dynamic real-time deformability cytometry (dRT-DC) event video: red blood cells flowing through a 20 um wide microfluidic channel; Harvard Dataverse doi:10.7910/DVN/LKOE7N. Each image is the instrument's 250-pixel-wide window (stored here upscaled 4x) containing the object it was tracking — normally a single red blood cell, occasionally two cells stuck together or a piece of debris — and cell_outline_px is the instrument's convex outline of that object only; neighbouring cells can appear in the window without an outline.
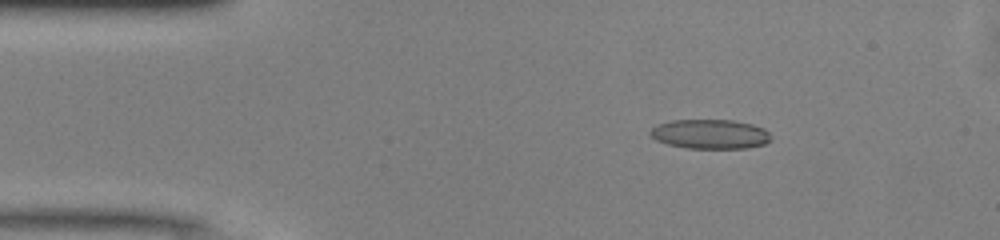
{"species": "common noctule bat (a hibernating species)", "species_latin": "Nyctalus noctula", "temperature_condition": "warm", "stored_images_in_passage": 35, "camera_frame_rate_fps": 3000, "um_per_image_px": 0.085, "animal": {"sex": "male", "body_mass_g": 13.0, "forearm_length_mm": 53.1}, "frame": {"image": 1, "passage_image": 3, "time_ms": 0.667, "image_size_px": [1000, 240], "cell_outline_px": [[772, 140], [764, 144], [748, 148], [688, 148], [668, 144], [656, 140], [648, 136], [648, 132], [656, 124], [672, 120], [732, 120], [752, 124], [764, 128], [768, 132]], "centroid_in_image_um": [60.34, 11.39], "position_along_channel_um": 24.7, "area_um2": 20.87}}
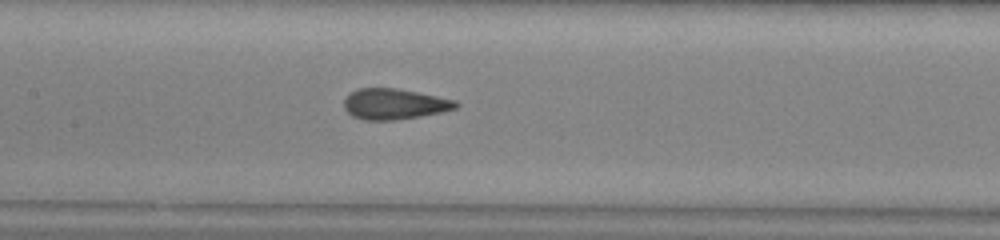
{"frame": {"image": 2, "passage_image": 18, "time_ms": 5.667, "image_size_px": [1000, 240], "cell_outline_px": [[460, 104], [456, 108], [440, 112], [420, 116], [392, 120], [364, 120], [352, 116], [344, 108], [344, 100], [356, 88], [396, 88], [456, 100]], "centroid_in_image_um": [33.51, 8.84], "position_along_channel_um": 173.9, "area_um2": 19.83}}
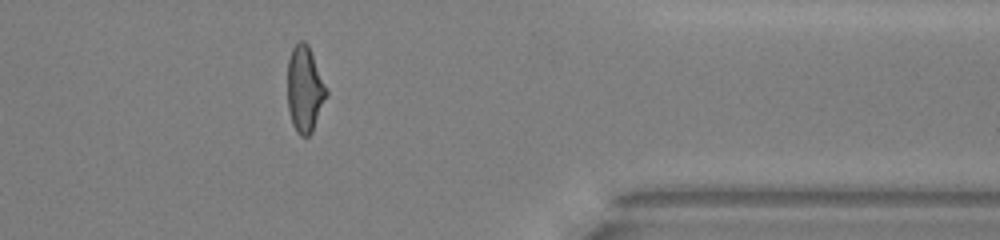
{"frame": {"image": 3, "passage_image": 35, "time_ms": 11.333, "image_size_px": [1000, 240], "cell_outline_px": [[328, 96], [312, 132], [308, 136], [300, 136], [296, 132], [292, 124], [288, 108], [288, 60], [292, 48], [300, 40], [304, 40], [308, 44], [328, 92]], "centroid_in_image_um": [25.91, 7.6], "position_along_channel_um": 385.5, "area_um2": 19.54}, "authors_computed_cell_mechanics": {"area_um2": 20.1722, "velocity_mm_per_s": 4.1367, "shape_relaxation_time_tau1_ms": 7.3005, "shape_relaxation_time_tau2_ms": 1.0551, "deformation_change_tau1": 0.2001, "deformation_change_tau2": 0.0812}}